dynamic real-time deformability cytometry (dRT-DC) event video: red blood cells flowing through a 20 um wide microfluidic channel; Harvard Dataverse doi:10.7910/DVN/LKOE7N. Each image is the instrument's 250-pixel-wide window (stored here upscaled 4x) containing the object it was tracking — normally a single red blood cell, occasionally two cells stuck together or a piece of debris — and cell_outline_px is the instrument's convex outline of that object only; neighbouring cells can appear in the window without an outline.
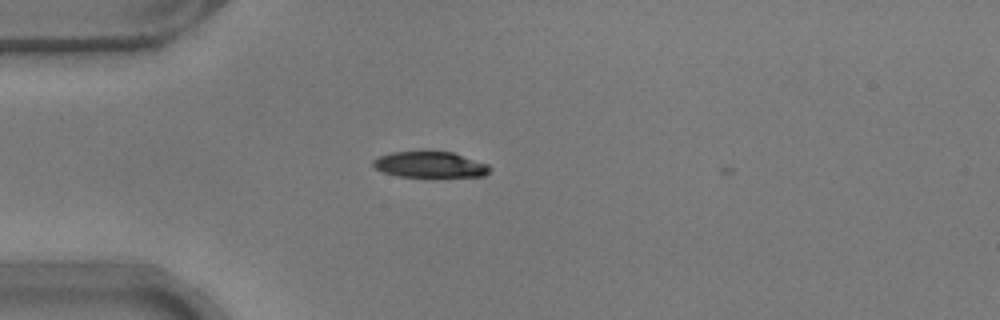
{"species": "common noctule bat (a hibernating species)", "species_latin": "Nyctalus noctula", "temperature_condition": "warm", "stored_images_in_passage": 5, "camera_frame_rate_fps": 3000, "um_per_image_px": 0.085, "animal": {"sex": "male", "body_mass_g": 17.9}, "frame": {"image": 1, "passage_image": 3, "time_ms": 0.667, "image_size_px": [1000, 320], "cell_outline_px": [[492, 168], [484, 176], [396, 176], [384, 172], [376, 168], [372, 164], [372, 160], [380, 156], [392, 152], [424, 148], [452, 152], [488, 164]], "centroid_in_image_um": [36.52, 13.93], "position_along_channel_um": 48.5, "area_um2": 18.15}}